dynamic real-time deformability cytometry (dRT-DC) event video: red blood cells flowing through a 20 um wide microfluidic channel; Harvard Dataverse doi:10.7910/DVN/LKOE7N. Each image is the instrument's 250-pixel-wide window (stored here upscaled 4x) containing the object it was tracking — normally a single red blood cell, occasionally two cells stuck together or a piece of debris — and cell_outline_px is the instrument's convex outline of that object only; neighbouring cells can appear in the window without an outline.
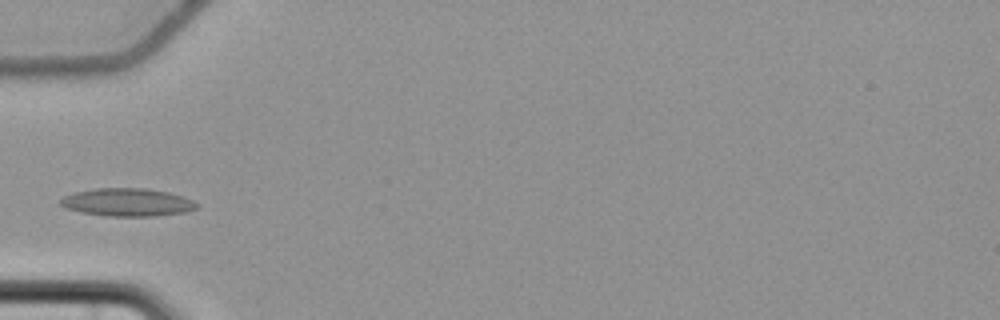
{"species": "common noctule bat (a hibernating species)", "species_latin": "Nyctalus noctula", "temperature_condition": "cold", "stored_images_in_passage": 4, "camera_frame_rate_fps": 3000, "um_per_image_px": 0.085, "animal": {"sex": "female", "body_mass_g": 22.7, "forearm_length_mm": 54.2}, "frame": {"image": 1, "passage_image": 4, "time_ms": 4.667, "image_size_px": [1000, 320], "cell_outline_px": [[200, 208], [184, 212], [156, 216], [104, 216], [84, 212], [68, 208], [60, 204], [60, 200], [64, 196], [76, 192], [96, 188], [144, 188], [168, 192], [184, 196], [200, 204]], "centroid_in_image_um": [10.9, 17.19], "position_along_channel_um": 74.1, "area_um2": 22.14}}